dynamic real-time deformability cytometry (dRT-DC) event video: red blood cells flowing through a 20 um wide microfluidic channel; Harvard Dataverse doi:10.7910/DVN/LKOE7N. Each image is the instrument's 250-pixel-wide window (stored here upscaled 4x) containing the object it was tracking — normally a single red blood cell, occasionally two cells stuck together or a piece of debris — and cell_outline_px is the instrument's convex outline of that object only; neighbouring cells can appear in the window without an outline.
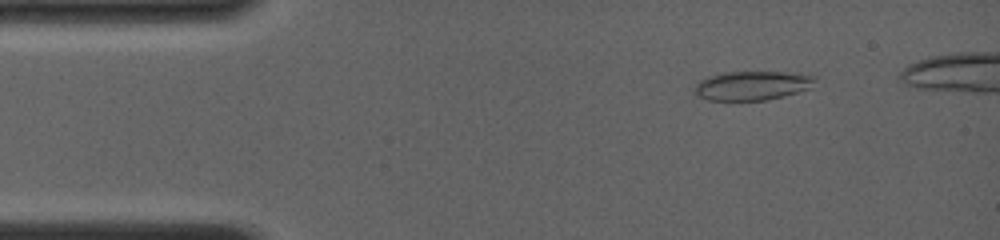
{"species": "common noctule bat (a hibernating species)", "species_latin": "Nyctalus noctula", "temperature_condition": "room temperature", "stored_images_in_passage": 66, "camera_frame_rate_fps": 4000, "um_per_image_px": 0.085, "animal": {"sex": "female", "body_mass_g": 19.0, "forearm_length_mm": 56.7}, "frame": {"image": 1, "passage_image": 8, "time_ms": 1.75, "image_size_px": [1000, 240], "cell_outline_px": [[816, 76], [812, 88], [784, 96], [768, 100], [708, 100], [692, 92], [692, 88], [700, 80], [708, 76], [724, 72], [796, 72]], "centroid_in_image_um": [63.95, 7.27], "position_along_channel_um": 21.1, "area_um2": 20.69}}
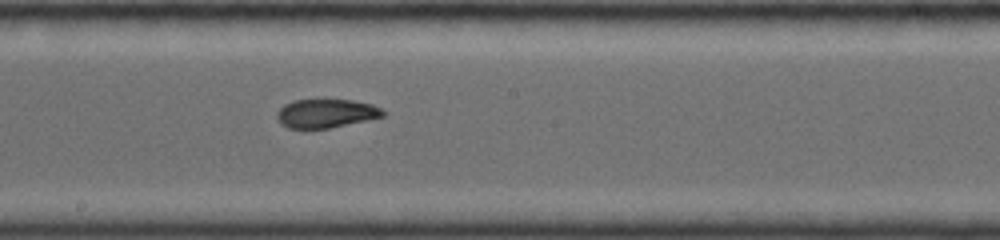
{"frame": {"image": 2, "passage_image": 42, "time_ms": 8.25, "image_size_px": [1000, 240], "cell_outline_px": [[388, 112], [384, 116], [368, 120], [328, 128], [288, 128], [280, 124], [276, 116], [276, 112], [284, 104], [296, 100], [352, 100], [372, 104]], "centroid_in_image_um": [27.72, 9.64], "position_along_channel_um": 220.5, "area_um2": 17.74}}
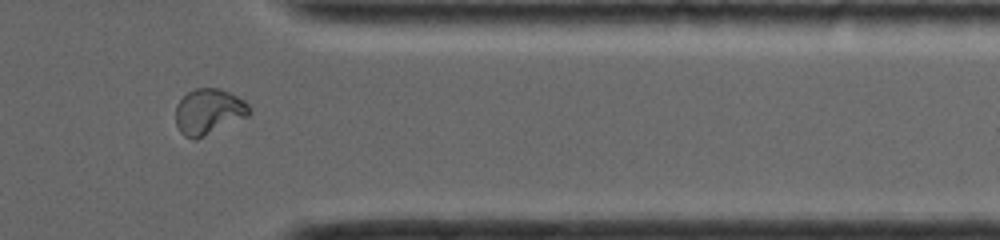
{"frame": {"image": 3, "passage_image": 59, "time_ms": 12.5, "image_size_px": [1000, 240], "cell_outline_px": [[252, 112], [248, 116], [196, 140], [192, 140], [184, 136], [180, 132], [176, 124], [176, 104], [188, 92], [196, 88], [220, 88], [244, 100], [248, 104]], "centroid_in_image_um": [17.73, 9.5], "position_along_channel_um": 393.7, "area_um2": 19.65}}